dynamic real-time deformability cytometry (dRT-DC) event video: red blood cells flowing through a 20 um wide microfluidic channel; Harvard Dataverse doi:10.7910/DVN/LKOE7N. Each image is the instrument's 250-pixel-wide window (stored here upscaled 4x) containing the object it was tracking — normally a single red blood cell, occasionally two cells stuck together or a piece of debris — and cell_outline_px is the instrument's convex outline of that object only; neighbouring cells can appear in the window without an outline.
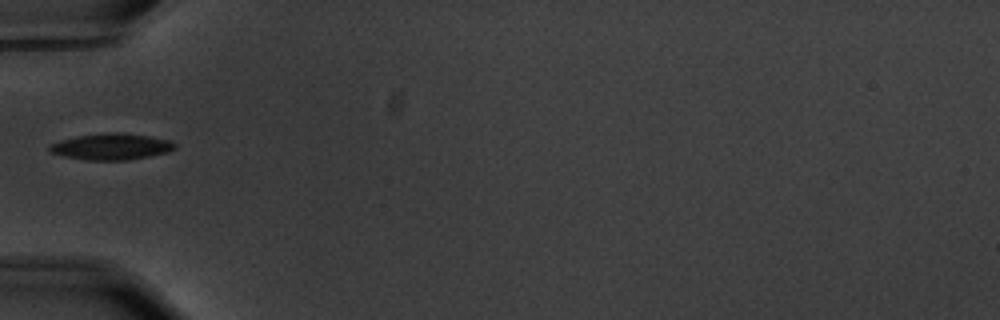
{"species": "common noctule bat (a hibernating species)", "species_latin": "Nyctalus noctula", "temperature_condition": "warm", "stored_images_in_passage": 9, "camera_frame_rate_fps": 3000, "um_per_image_px": 0.085, "animal": {"sex": "male", "body_mass_g": 20.1, "forearm_length_mm": 53.5}, "frame": {"image": 1, "passage_image": 1, "time_ms": 0.0, "image_size_px": [1000, 320], "cell_outline_px": [[176, 148], [168, 152], [128, 160], [88, 160], [64, 156], [48, 152], [48, 148], [52, 144], [60, 140], [76, 136], [104, 132], [124, 132], [172, 140], [176, 144]], "centroid_in_image_um": [9.48, 12.45], "position_along_channel_um": 75.5, "area_um2": 19.36}}
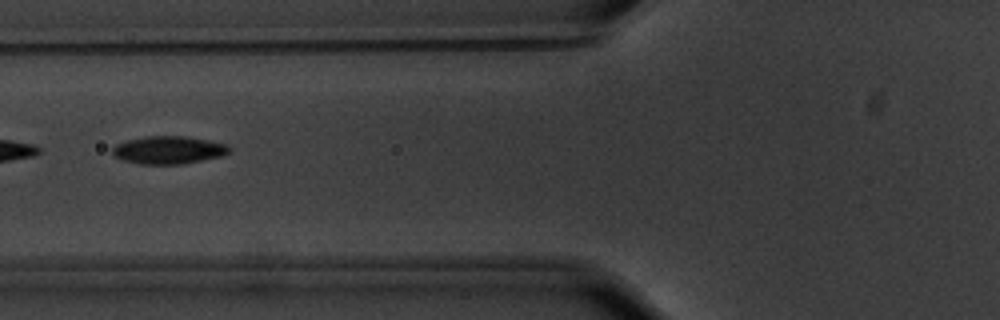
{"frame": {"image": 2, "passage_image": 4, "time_ms": 1.0, "image_size_px": [1000, 320], "cell_outline_px": [[232, 148], [224, 156], [180, 164], [140, 164], [124, 160], [116, 156], [112, 152], [112, 148], [116, 144], [128, 140], [144, 136], [184, 136], [228, 144]], "centroid_in_image_um": [14.35, 12.75], "position_along_channel_um": 111.4, "area_um2": 18.84}}